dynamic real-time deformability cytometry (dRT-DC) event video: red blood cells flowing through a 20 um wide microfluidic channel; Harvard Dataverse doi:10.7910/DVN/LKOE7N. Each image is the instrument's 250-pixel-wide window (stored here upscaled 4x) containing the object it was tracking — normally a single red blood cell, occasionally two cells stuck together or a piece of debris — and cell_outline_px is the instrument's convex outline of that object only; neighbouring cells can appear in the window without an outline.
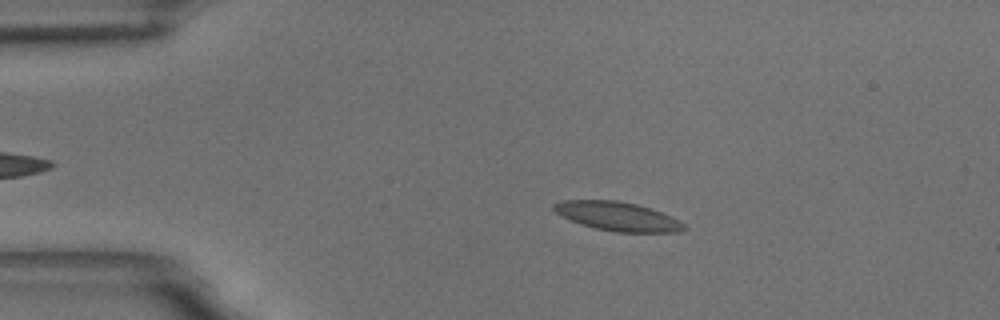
{"species": "common noctule bat (a hibernating species)", "species_latin": "Nyctalus noctula", "temperature_condition": "room temperature", "stored_images_in_passage": 47, "camera_frame_rate_fps": 3000, "um_per_image_px": 0.085, "animal": {"sex": "male", "body_mass_g": 18.8}, "frame": {"image": 1, "passage_image": 10, "time_ms": 3.0, "image_size_px": [1000, 320], "cell_outline_px": [[688, 228], [680, 232], [616, 232], [596, 228], [580, 224], [556, 212], [552, 208], [552, 204], [564, 200], [616, 200], [636, 204], [660, 212], [684, 224]], "centroid_in_image_um": [52.48, 18.39], "position_along_channel_um": 32.5, "area_um2": 21.56}}
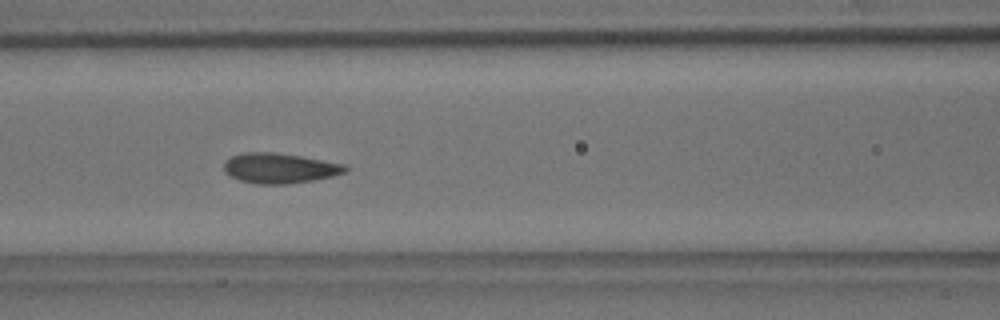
{"frame": {"image": 2, "passage_image": 23, "time_ms": 7.333, "image_size_px": [1000, 320], "cell_outline_px": [[348, 168], [344, 172], [332, 176], [312, 180], [288, 184], [256, 184], [240, 180], [224, 172], [224, 164], [232, 156], [244, 152], [272, 152], [300, 156], [344, 164]], "centroid_in_image_um": [23.75, 14.29], "position_along_channel_um": 142.9, "area_um2": 21.04}}
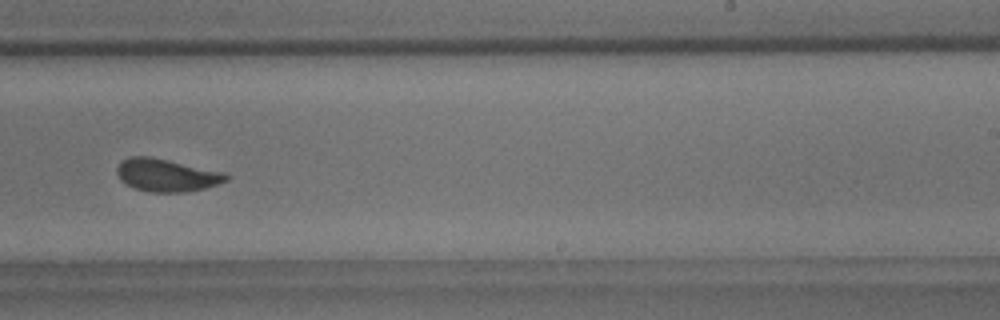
{"frame": {"image": 3, "passage_image": 34, "time_ms": 11.0, "image_size_px": [1000, 320], "cell_outline_px": [[228, 180], [204, 188], [184, 192], [152, 192], [136, 188], [120, 180], [116, 172], [116, 168], [128, 156], [148, 156], [168, 160], [224, 172], [228, 176]], "centroid_in_image_um": [14.14, 14.88], "position_along_channel_um": 274.9, "area_um2": 20.46}, "authors_computed_cell_mechanics": {"area_um2": 20.9814, "velocity_mm_per_s": 3.6051, "shape_relaxation_time_tau1_ms": 3.3578, "shape_relaxation_time_tau2_ms": 0.9461, "deformation_change_tau1": 0.1033, "deformation_change_tau2": 0.048}}